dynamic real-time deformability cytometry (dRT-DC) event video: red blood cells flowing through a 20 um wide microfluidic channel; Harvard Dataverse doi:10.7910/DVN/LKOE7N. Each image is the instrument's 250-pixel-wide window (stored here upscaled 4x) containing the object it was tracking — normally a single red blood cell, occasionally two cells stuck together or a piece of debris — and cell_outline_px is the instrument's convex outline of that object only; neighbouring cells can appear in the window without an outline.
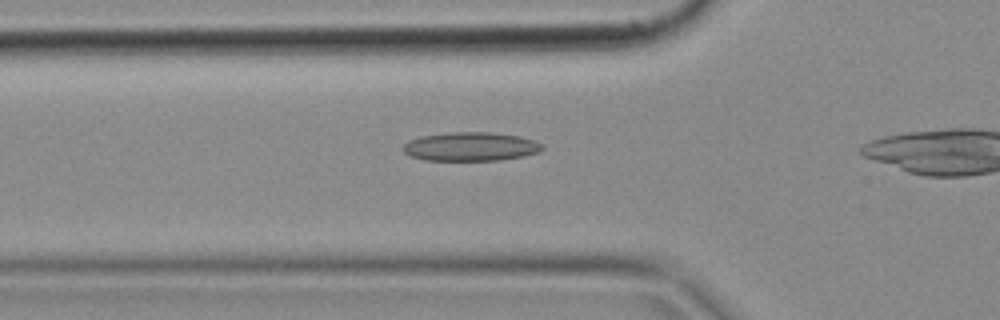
{"species": "common noctule bat (a hibernating species)", "species_latin": "Nyctalus noctula", "temperature_condition": "cold", "stored_images_in_passage": 35, "camera_frame_rate_fps": 3000, "um_per_image_px": 0.085, "animal": {"sex": "female", "body_mass_g": 18.4}, "frame": {"image": 1, "passage_image": 11, "time_ms": 3.333, "image_size_px": [1000, 320], "cell_outline_px": [[544, 148], [536, 152], [520, 156], [500, 160], [424, 160], [412, 156], [404, 152], [404, 144], [408, 140], [420, 136], [448, 132], [488, 132], [520, 136], [536, 140]], "centroid_in_image_um": [39.98, 12.45], "position_along_channel_um": 85.8, "area_um2": 23.18}}